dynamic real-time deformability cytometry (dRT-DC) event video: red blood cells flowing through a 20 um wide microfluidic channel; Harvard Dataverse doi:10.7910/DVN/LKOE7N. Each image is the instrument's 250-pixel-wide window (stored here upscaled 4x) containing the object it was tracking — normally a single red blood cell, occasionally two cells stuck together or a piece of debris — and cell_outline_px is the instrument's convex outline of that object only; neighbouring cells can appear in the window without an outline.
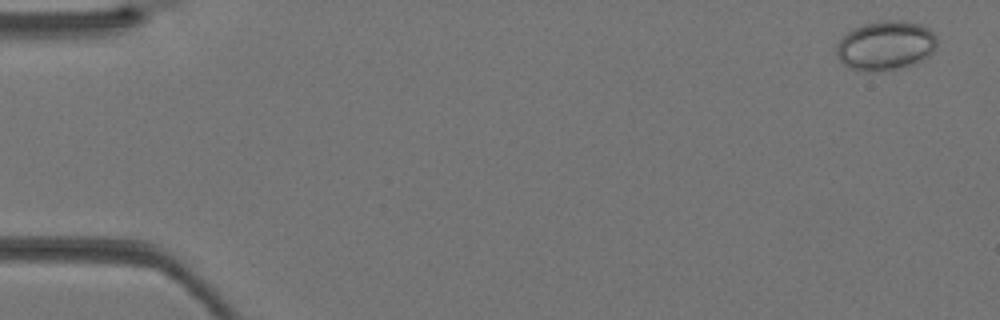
{"species": "Egyptian fruit bat (a non-hibernating species)", "species_latin": "Rousettus aegyptiacus", "temperature_condition": "warm", "stored_images_in_passage": 40, "camera_frame_rate_fps": 3000, "um_per_image_px": 0.085, "animal": {"sex": "female"}, "frame": {"image": 1, "passage_image": 2, "time_ms": 0.333, "image_size_px": [1000, 320], "cell_outline_px": [[936, 48], [928, 56], [916, 64], [896, 68], [848, 68], [836, 56], [836, 44], [852, 28], [876, 20], [904, 20], [920, 24], [928, 28], [936, 36]], "centroid_in_image_um": [75.29, 3.81], "position_along_channel_um": 9.7, "area_um2": 28.44}}
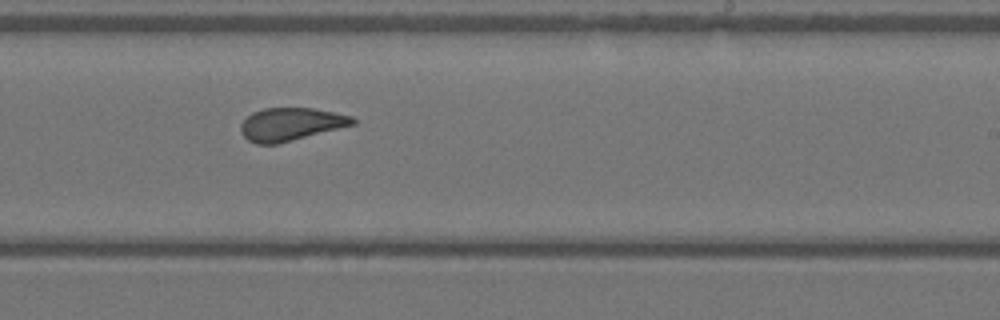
{"frame": {"image": 2, "passage_image": 25, "time_ms": 8.0, "image_size_px": [1000, 320], "cell_outline_px": [[356, 124], [276, 144], [256, 144], [248, 140], [240, 132], [240, 124], [252, 112], [264, 108], [312, 108], [352, 116], [356, 120]], "centroid_in_image_um": [24.69, 10.56], "position_along_channel_um": 264.3, "area_um2": 21.33}}
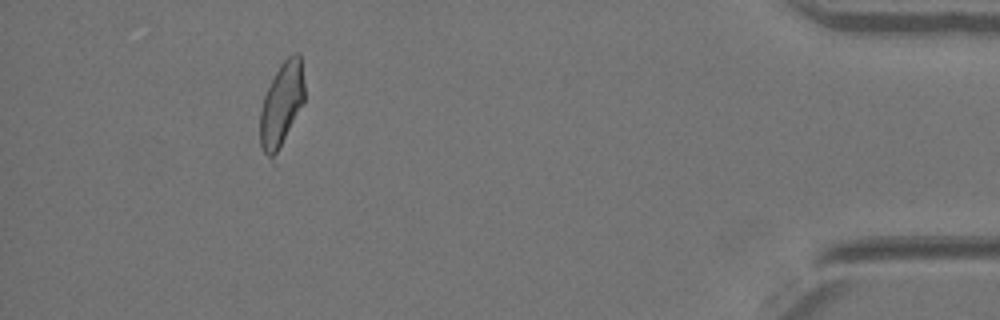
{"frame": {"image": 3, "passage_image": 37, "time_ms": 12.0, "image_size_px": [1000, 320], "cell_outline_px": [[304, 100], [276, 164], [272, 164], [264, 152], [260, 144], [260, 112], [264, 96], [280, 64], [288, 56], [296, 52], [300, 52], [304, 84]], "centroid_in_image_um": [23.93, 9.04], "position_along_channel_um": 411.3, "area_um2": 22.54}}